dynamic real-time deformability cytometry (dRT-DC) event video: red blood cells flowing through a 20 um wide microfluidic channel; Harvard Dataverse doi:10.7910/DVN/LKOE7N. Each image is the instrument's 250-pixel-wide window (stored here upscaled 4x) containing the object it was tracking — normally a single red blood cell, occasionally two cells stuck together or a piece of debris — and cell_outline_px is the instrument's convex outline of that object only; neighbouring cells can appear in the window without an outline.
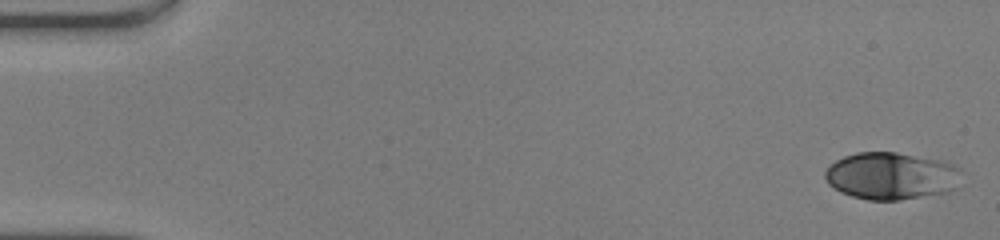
{"species": "human", "species_latin": "Homo sapiens", "temperature_condition": "warm", "stored_images_in_passage": 49, "camera_frame_rate_fps": 3000, "um_per_image_px": 0.085, "donor": {"sex": "male"}, "frame": {"image": 1, "passage_image": 1, "time_ms": 0.0, "image_size_px": [1000, 240], "cell_outline_px": [[960, 172], [956, 188], [948, 192], [900, 200], [868, 200], [852, 196], [840, 192], [828, 184], [824, 176], [824, 172], [836, 160], [844, 156], [856, 152], [896, 152], [940, 160], [952, 164], [960, 168]], "centroid_in_image_um": [75.74, 14.95], "position_along_channel_um": 9.3, "area_um2": 37.57}}
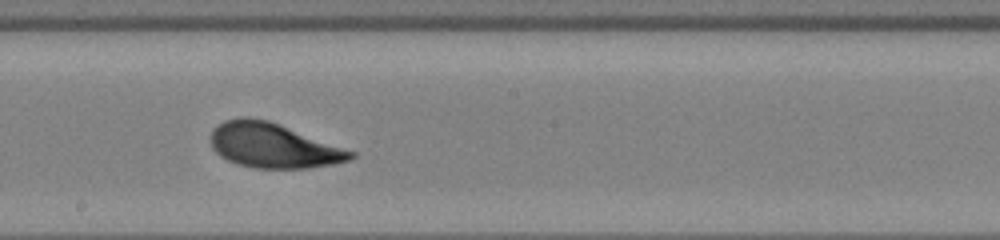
{"frame": {"image": 2, "passage_image": 28, "time_ms": 9.0, "image_size_px": [1000, 240], "cell_outline_px": [[356, 156], [348, 160], [332, 164], [308, 168], [256, 168], [236, 164], [220, 156], [212, 148], [212, 128], [216, 124], [224, 120], [240, 116], [248, 116], [268, 120], [356, 152]], "centroid_in_image_um": [23.19, 12.36], "position_along_channel_um": 225.0, "area_um2": 36.47}}
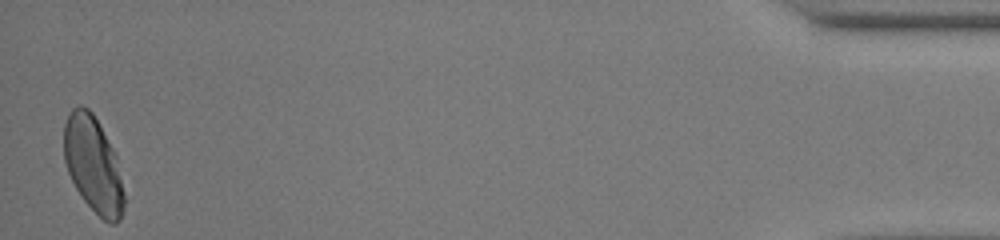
{"frame": {"image": 3, "passage_image": 49, "time_ms": 16.0, "image_size_px": [1000, 240], "cell_outline_px": [[124, 208], [120, 220], [116, 224], [108, 224], [84, 200], [76, 188], [68, 172], [64, 160], [64, 124], [68, 112], [72, 108], [80, 104], [88, 108], [92, 112], [116, 152], [124, 192]], "centroid_in_image_um": [7.93, 13.97], "position_along_channel_um": 427.3, "area_um2": 33.87}, "authors_computed_cell_mechanics": {"area_um2": 35.8938, "velocity_mm_per_s": 4.1209, "shape_relaxation_time_tau1_ms": 3.7322, "shape_relaxation_time_tau2_ms": 0.9731, "deformation_change_tau1": 0.1645, "deformation_change_tau2": 0.0599}}